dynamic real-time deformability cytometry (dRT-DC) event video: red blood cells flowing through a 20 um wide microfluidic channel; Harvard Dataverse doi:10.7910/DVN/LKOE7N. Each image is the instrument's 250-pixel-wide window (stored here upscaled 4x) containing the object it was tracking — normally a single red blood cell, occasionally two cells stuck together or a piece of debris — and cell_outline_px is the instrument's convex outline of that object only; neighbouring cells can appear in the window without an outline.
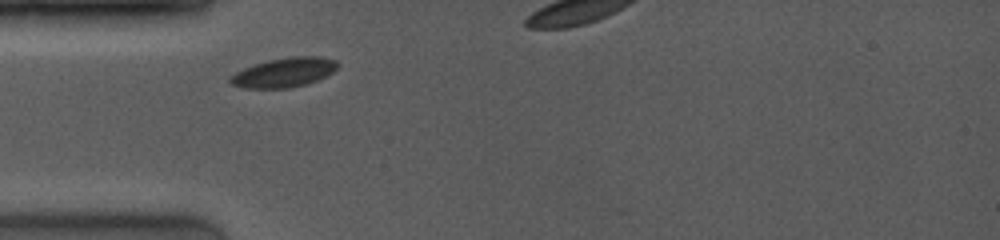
{"species": "common noctule bat (a hibernating species)", "species_latin": "Nyctalus noctula", "temperature_condition": "room temperature", "stored_images_in_passage": 39, "camera_frame_rate_fps": 4000, "um_per_image_px": 0.085, "animal": {"sex": "female", "body_mass_g": 19.0, "forearm_length_mm": 53.3}, "frame": {"image": 1, "passage_image": 1, "time_ms": 0.0, "image_size_px": [1000, 240], "cell_outline_px": [[340, 64], [332, 72], [308, 84], [288, 88], [244, 88], [232, 84], [228, 80], [228, 76], [244, 68], [268, 60], [288, 56], [320, 56], [336, 60]], "centroid_in_image_um": [24.14, 6.15], "position_along_channel_um": 60.9, "area_um2": 18.44}}
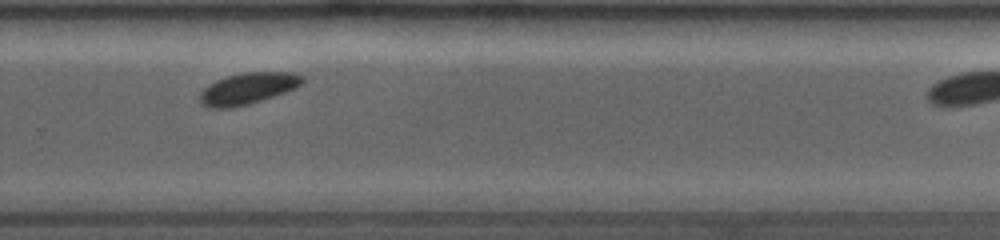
{"frame": {"image": 2, "passage_image": 33, "time_ms": 6.25, "image_size_px": [1000, 240], "cell_outline_px": [[304, 84], [296, 88], [248, 104], [232, 108], [208, 108], [200, 104], [200, 92], [208, 84], [216, 80], [228, 76], [244, 72], [296, 72], [304, 76]], "centroid_in_image_um": [21.08, 7.51], "position_along_channel_um": 308.7, "area_um2": 18.9}}
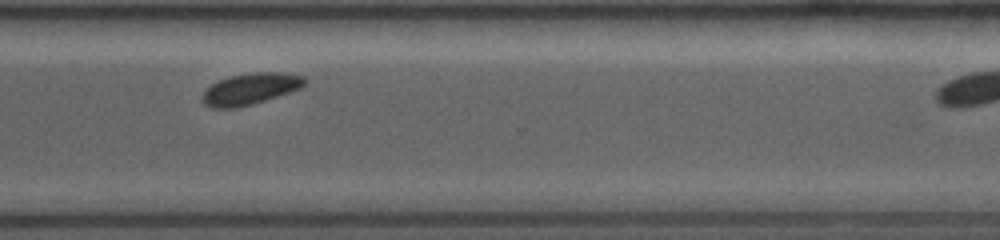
{"frame": {"image": 3, "passage_image": 38, "time_ms": 7.25, "image_size_px": [1000, 240], "cell_outline_px": [[308, 80], [300, 88], [252, 104], [236, 108], [212, 108], [204, 104], [200, 100], [200, 96], [212, 84], [220, 80], [232, 76], [252, 72], [284, 72], [304, 76]], "centroid_in_image_um": [21.26, 7.55], "position_along_channel_um": 349.3, "area_um2": 18.61}}